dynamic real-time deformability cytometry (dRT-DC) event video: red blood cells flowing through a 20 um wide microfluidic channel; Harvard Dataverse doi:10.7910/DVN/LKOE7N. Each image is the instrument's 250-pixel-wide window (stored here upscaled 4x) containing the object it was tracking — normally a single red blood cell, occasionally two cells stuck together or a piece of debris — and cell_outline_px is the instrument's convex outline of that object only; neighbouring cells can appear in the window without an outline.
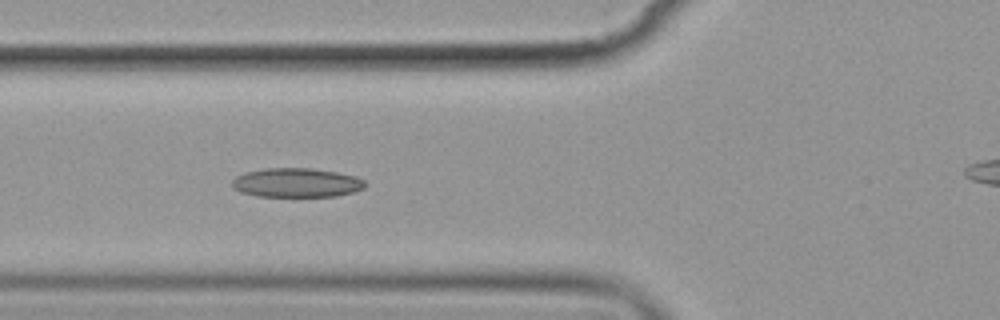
{"species": "common noctule bat (a hibernating species)", "species_latin": "Nyctalus noctula", "temperature_condition": "cold", "stored_images_in_passage": 13, "camera_frame_rate_fps": 3000, "um_per_image_px": 0.085, "animal": {"sex": "female", "body_mass_g": 19.9}, "frame": {"image": 1, "passage_image": 3, "time_ms": 2.333, "image_size_px": [1000, 320], "cell_outline_px": [[364, 188], [352, 192], [336, 196], [256, 196], [240, 192], [232, 188], [232, 180], [236, 176], [244, 172], [264, 168], [312, 168], [336, 172], [356, 176], [364, 180]], "centroid_in_image_um": [25.16, 15.52], "position_along_channel_um": 100.6, "area_um2": 22.66}}
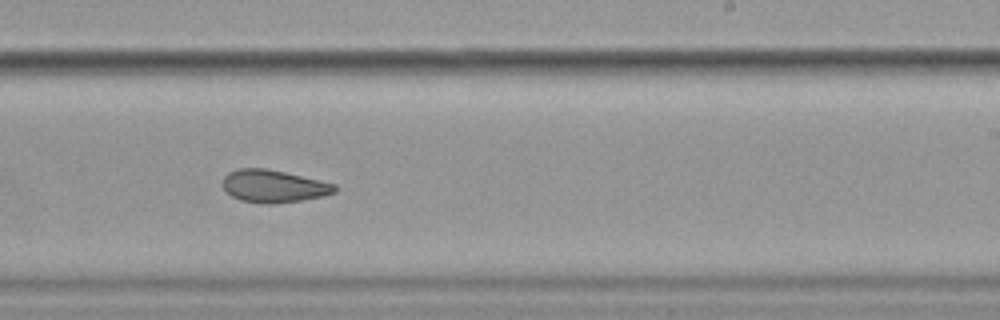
{"frame": {"image": 2, "passage_image": 7, "time_ms": 7.0, "image_size_px": [1000, 320], "cell_outline_px": [[336, 192], [324, 196], [300, 200], [272, 204], [260, 204], [240, 200], [232, 196], [224, 188], [224, 176], [228, 172], [236, 168], [264, 168], [284, 172], [336, 184]], "centroid_in_image_um": [23.25, 15.83], "position_along_channel_um": 265.8, "area_um2": 21.15}}
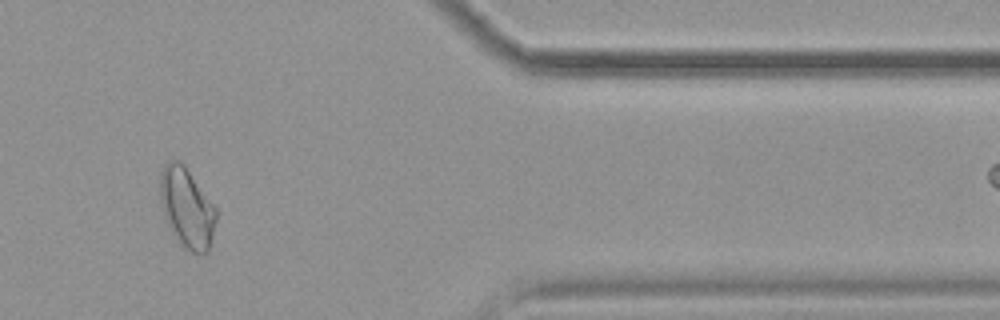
{"frame": {"image": 3, "passage_image": 10, "time_ms": 11.333, "image_size_px": [1000, 320], "cell_outline_px": [[216, 220], [212, 240], [208, 252], [204, 256], [200, 256], [184, 248], [180, 244], [168, 224], [164, 216], [160, 204], [160, 172], [164, 164], [168, 160], [180, 160], [184, 164], [216, 208]], "centroid_in_image_um": [15.88, 17.68], "position_along_channel_um": 395.5, "area_um2": 26.36}, "authors_computed_cell_mechanics": {"area_um2": 22.6576, "velocity_mm_per_s": 3.5515, "shape_relaxation_time_tau1_ms": 5.6277, "shape_relaxation_time_tau2_ms": 2.9341, "deformation_change_tau1": 0.1341, "deformation_change_tau2": 0.0781}}